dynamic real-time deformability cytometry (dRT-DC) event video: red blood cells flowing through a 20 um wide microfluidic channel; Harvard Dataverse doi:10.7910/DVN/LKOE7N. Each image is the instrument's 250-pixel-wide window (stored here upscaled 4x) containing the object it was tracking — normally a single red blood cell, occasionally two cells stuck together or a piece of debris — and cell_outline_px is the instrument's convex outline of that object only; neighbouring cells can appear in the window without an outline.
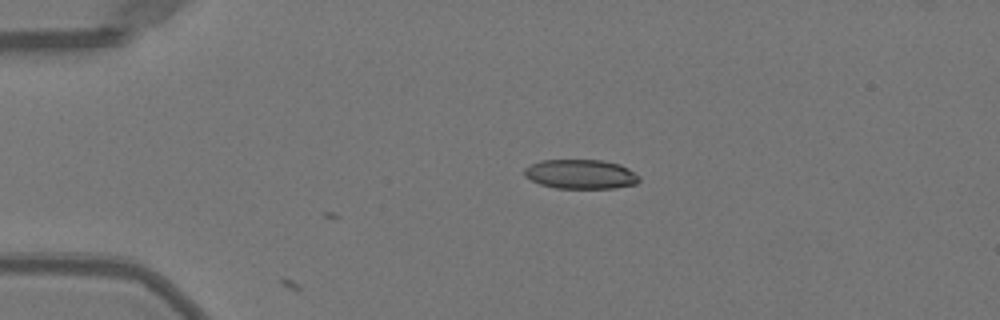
{"species": "Egyptian fruit bat (a non-hibernating species)", "species_latin": "Rousettus aegyptiacus", "temperature_condition": "warm", "stored_images_in_passage": 4, "camera_frame_rate_fps": 3000, "um_per_image_px": 0.085, "animal": {"sex": "female"}, "frame": {"image": 1, "passage_image": 1, "time_ms": 0.0, "image_size_px": [1000, 320], "cell_outline_px": [[640, 180], [636, 184], [616, 188], [556, 188], [540, 184], [524, 176], [524, 168], [540, 160], [604, 160], [620, 164], [628, 168], [640, 176]], "centroid_in_image_um": [49.38, 14.8], "position_along_channel_um": 35.6, "area_um2": 19.77}}